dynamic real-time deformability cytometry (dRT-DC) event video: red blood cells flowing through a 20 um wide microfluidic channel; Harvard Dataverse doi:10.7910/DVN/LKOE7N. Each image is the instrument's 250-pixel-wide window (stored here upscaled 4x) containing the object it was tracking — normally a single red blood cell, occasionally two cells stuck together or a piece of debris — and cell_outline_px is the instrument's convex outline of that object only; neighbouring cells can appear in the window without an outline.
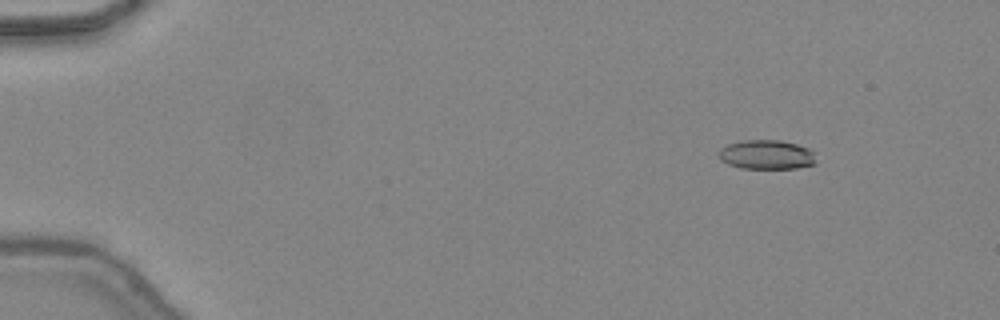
{"species": "common noctule bat (a hibernating species)", "species_latin": "Nyctalus noctula", "temperature_condition": "warm", "stored_images_in_passage": 48, "camera_frame_rate_fps": 3000, "um_per_image_px": 0.085, "animal": {"sex": "female", "body_mass_g": 24.6, "forearm_length_mm": 56.2}, "frame": {"image": 1, "passage_image": 7, "time_ms": 2.0, "image_size_px": [1000, 320], "cell_outline_px": [[816, 164], [796, 168], [740, 168], [728, 164], [720, 160], [720, 148], [728, 144], [744, 140], [780, 140], [796, 144], [808, 148], [812, 152]], "centroid_in_image_um": [65.14, 13.15], "position_along_channel_um": 19.9, "area_um2": 16.47}}
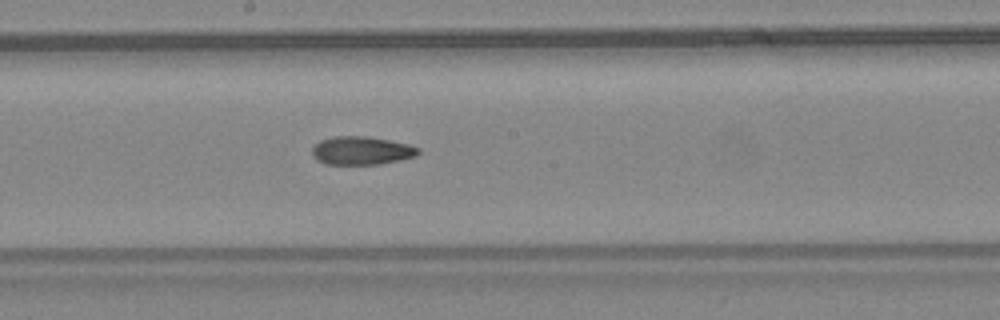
{"frame": {"image": 2, "passage_image": 28, "time_ms": 9.0, "image_size_px": [1000, 320], "cell_outline_px": [[420, 152], [416, 156], [400, 160], [380, 164], [324, 164], [316, 160], [312, 156], [312, 148], [320, 140], [332, 136], [364, 136], [388, 140], [408, 144], [420, 148]], "centroid_in_image_um": [30.71, 12.8], "position_along_channel_um": 217.5, "area_um2": 17.57}}
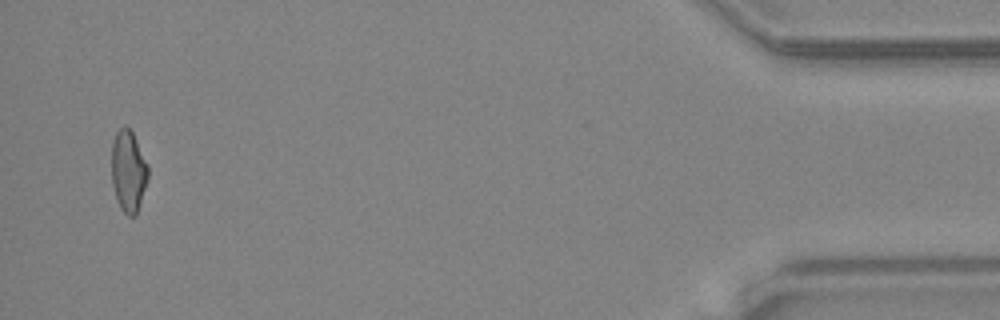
{"frame": {"image": 3, "passage_image": 47, "time_ms": 15.333, "image_size_px": [1000, 320], "cell_outline_px": [[148, 180], [140, 204], [136, 212], [132, 216], [128, 216], [120, 208], [112, 184], [112, 144], [116, 132], [124, 124], [132, 132], [148, 164]], "centroid_in_image_um": [10.92, 14.53], "position_along_channel_um": 424.3, "area_um2": 17.22}, "authors_computed_cell_mechanics": {"area_um2": 17.4556, "velocity_mm_per_s": 4.4782, "shape_relaxation_time_tau1_ms": null, "shape_relaxation_time_tau2_ms": 4.4289, "deformation_change_tau1": null, "deformation_change_tau2": 0.1425}}